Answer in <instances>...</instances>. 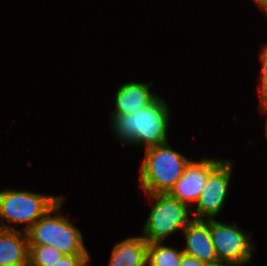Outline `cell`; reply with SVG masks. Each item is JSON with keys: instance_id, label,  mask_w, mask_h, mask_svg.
I'll list each match as a JSON object with an SVG mask.
<instances>
[{"instance_id": "obj_17", "label": "cell", "mask_w": 267, "mask_h": 266, "mask_svg": "<svg viewBox=\"0 0 267 266\" xmlns=\"http://www.w3.org/2000/svg\"><path fill=\"white\" fill-rule=\"evenodd\" d=\"M206 263L199 261L194 257L183 254L182 260L179 266H205Z\"/></svg>"}, {"instance_id": "obj_15", "label": "cell", "mask_w": 267, "mask_h": 266, "mask_svg": "<svg viewBox=\"0 0 267 266\" xmlns=\"http://www.w3.org/2000/svg\"><path fill=\"white\" fill-rule=\"evenodd\" d=\"M90 259L89 254L64 255L55 266H86Z\"/></svg>"}, {"instance_id": "obj_6", "label": "cell", "mask_w": 267, "mask_h": 266, "mask_svg": "<svg viewBox=\"0 0 267 266\" xmlns=\"http://www.w3.org/2000/svg\"><path fill=\"white\" fill-rule=\"evenodd\" d=\"M210 235L219 261L245 265L252 259L251 236L241 231L236 223L210 219Z\"/></svg>"}, {"instance_id": "obj_20", "label": "cell", "mask_w": 267, "mask_h": 266, "mask_svg": "<svg viewBox=\"0 0 267 266\" xmlns=\"http://www.w3.org/2000/svg\"><path fill=\"white\" fill-rule=\"evenodd\" d=\"M260 109L262 112L267 111V94L259 101Z\"/></svg>"}, {"instance_id": "obj_12", "label": "cell", "mask_w": 267, "mask_h": 266, "mask_svg": "<svg viewBox=\"0 0 267 266\" xmlns=\"http://www.w3.org/2000/svg\"><path fill=\"white\" fill-rule=\"evenodd\" d=\"M147 258V240L128 237L113 246L109 266H147Z\"/></svg>"}, {"instance_id": "obj_11", "label": "cell", "mask_w": 267, "mask_h": 266, "mask_svg": "<svg viewBox=\"0 0 267 266\" xmlns=\"http://www.w3.org/2000/svg\"><path fill=\"white\" fill-rule=\"evenodd\" d=\"M26 232L0 229V266H28Z\"/></svg>"}, {"instance_id": "obj_4", "label": "cell", "mask_w": 267, "mask_h": 266, "mask_svg": "<svg viewBox=\"0 0 267 266\" xmlns=\"http://www.w3.org/2000/svg\"><path fill=\"white\" fill-rule=\"evenodd\" d=\"M62 198L60 196L41 195L34 192L4 189L0 192V229L14 230L9 223H26L27 231L37 220L43 217Z\"/></svg>"}, {"instance_id": "obj_16", "label": "cell", "mask_w": 267, "mask_h": 266, "mask_svg": "<svg viewBox=\"0 0 267 266\" xmlns=\"http://www.w3.org/2000/svg\"><path fill=\"white\" fill-rule=\"evenodd\" d=\"M260 59L262 62V70L260 76V99L261 100L267 94V43L263 45L262 52L260 54Z\"/></svg>"}, {"instance_id": "obj_1", "label": "cell", "mask_w": 267, "mask_h": 266, "mask_svg": "<svg viewBox=\"0 0 267 266\" xmlns=\"http://www.w3.org/2000/svg\"><path fill=\"white\" fill-rule=\"evenodd\" d=\"M115 137L131 146L146 145L147 148L167 143L170 111L161 97L151 104L126 115H112Z\"/></svg>"}, {"instance_id": "obj_8", "label": "cell", "mask_w": 267, "mask_h": 266, "mask_svg": "<svg viewBox=\"0 0 267 266\" xmlns=\"http://www.w3.org/2000/svg\"><path fill=\"white\" fill-rule=\"evenodd\" d=\"M215 158H202L198 161H190L185 167L183 175L168 192L170 196L180 202L189 204L196 202L207 181L208 175L222 162Z\"/></svg>"}, {"instance_id": "obj_18", "label": "cell", "mask_w": 267, "mask_h": 266, "mask_svg": "<svg viewBox=\"0 0 267 266\" xmlns=\"http://www.w3.org/2000/svg\"><path fill=\"white\" fill-rule=\"evenodd\" d=\"M205 266H242L237 263L225 262V261H216L213 263H206Z\"/></svg>"}, {"instance_id": "obj_7", "label": "cell", "mask_w": 267, "mask_h": 266, "mask_svg": "<svg viewBox=\"0 0 267 266\" xmlns=\"http://www.w3.org/2000/svg\"><path fill=\"white\" fill-rule=\"evenodd\" d=\"M231 172V162L224 160L208 175L201 195L196 201V214L193 219L207 220L218 216L226 201Z\"/></svg>"}, {"instance_id": "obj_14", "label": "cell", "mask_w": 267, "mask_h": 266, "mask_svg": "<svg viewBox=\"0 0 267 266\" xmlns=\"http://www.w3.org/2000/svg\"><path fill=\"white\" fill-rule=\"evenodd\" d=\"M28 266H55L64 256L58 249L48 245H28Z\"/></svg>"}, {"instance_id": "obj_2", "label": "cell", "mask_w": 267, "mask_h": 266, "mask_svg": "<svg viewBox=\"0 0 267 266\" xmlns=\"http://www.w3.org/2000/svg\"><path fill=\"white\" fill-rule=\"evenodd\" d=\"M140 186L146 195L168 193L191 160L172 150L168 143L145 149Z\"/></svg>"}, {"instance_id": "obj_13", "label": "cell", "mask_w": 267, "mask_h": 266, "mask_svg": "<svg viewBox=\"0 0 267 266\" xmlns=\"http://www.w3.org/2000/svg\"><path fill=\"white\" fill-rule=\"evenodd\" d=\"M163 242L148 243L147 266H179L183 252L167 247Z\"/></svg>"}, {"instance_id": "obj_3", "label": "cell", "mask_w": 267, "mask_h": 266, "mask_svg": "<svg viewBox=\"0 0 267 266\" xmlns=\"http://www.w3.org/2000/svg\"><path fill=\"white\" fill-rule=\"evenodd\" d=\"M63 198L43 217L37 220L26 232L28 245H48L58 249L64 255L89 254L81 231L63 215L54 212L60 210Z\"/></svg>"}, {"instance_id": "obj_9", "label": "cell", "mask_w": 267, "mask_h": 266, "mask_svg": "<svg viewBox=\"0 0 267 266\" xmlns=\"http://www.w3.org/2000/svg\"><path fill=\"white\" fill-rule=\"evenodd\" d=\"M186 246L182 252L204 263L218 261L210 235V219H193L182 230Z\"/></svg>"}, {"instance_id": "obj_19", "label": "cell", "mask_w": 267, "mask_h": 266, "mask_svg": "<svg viewBox=\"0 0 267 266\" xmlns=\"http://www.w3.org/2000/svg\"><path fill=\"white\" fill-rule=\"evenodd\" d=\"M254 2L258 4L259 8H261L267 16V0H254Z\"/></svg>"}, {"instance_id": "obj_5", "label": "cell", "mask_w": 267, "mask_h": 266, "mask_svg": "<svg viewBox=\"0 0 267 266\" xmlns=\"http://www.w3.org/2000/svg\"><path fill=\"white\" fill-rule=\"evenodd\" d=\"M147 196L155 200L143 228V237L148 243L163 242L167 236L179 230L182 232L192 220L189 213L194 210L168 193Z\"/></svg>"}, {"instance_id": "obj_10", "label": "cell", "mask_w": 267, "mask_h": 266, "mask_svg": "<svg viewBox=\"0 0 267 266\" xmlns=\"http://www.w3.org/2000/svg\"><path fill=\"white\" fill-rule=\"evenodd\" d=\"M152 83L127 82L117 89L113 115H126L151 104L158 96L150 91Z\"/></svg>"}]
</instances>
